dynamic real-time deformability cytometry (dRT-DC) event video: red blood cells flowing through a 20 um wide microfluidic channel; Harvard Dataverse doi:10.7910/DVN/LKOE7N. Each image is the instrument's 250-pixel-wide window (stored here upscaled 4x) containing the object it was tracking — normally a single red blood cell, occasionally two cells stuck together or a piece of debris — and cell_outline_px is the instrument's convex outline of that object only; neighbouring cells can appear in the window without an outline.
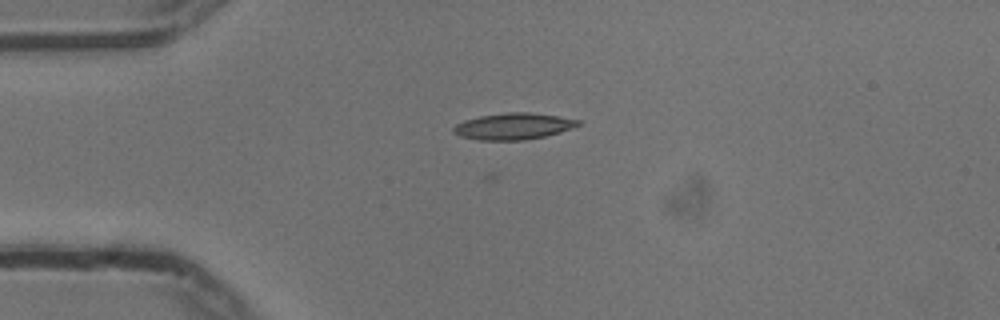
{"species": "common noctule bat (a hibernating species)", "species_latin": "Nyctalus noctula", "temperature_condition": "cold", "stored_images_in_passage": 30, "camera_frame_rate_fps": 3000, "um_per_image_px": 0.085, "animal": {"sex": "male", "body_mass_g": 13.3}, "frame": {"image": 1, "passage_image": 4, "time_ms": 1.0, "image_size_px": [1000, 320], "cell_outline_px": [[580, 124], [572, 128], [560, 132], [544, 136], [524, 140], [480, 140], [460, 136], [452, 132], [452, 128], [456, 124], [464, 120], [480, 116], [508, 112], [528, 112], [556, 116], [580, 120]], "centroid_in_image_um": [43.6, 10.73], "position_along_channel_um": 41.4, "area_um2": 19.07}}
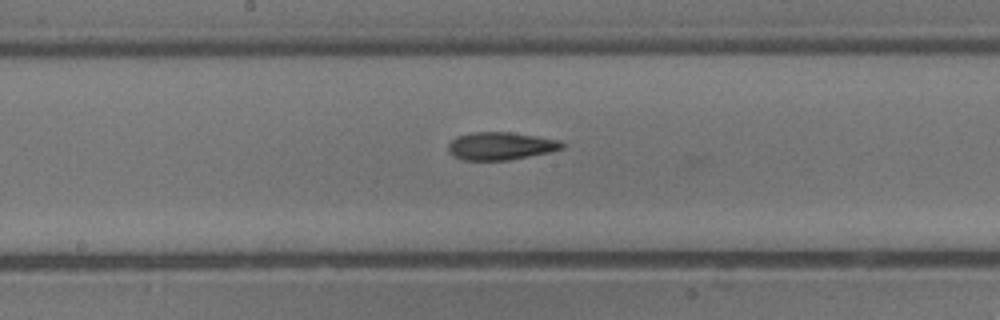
{"frame": {"image": 2, "passage_image": 19, "time_ms": 6.0, "image_size_px": [1000, 320], "cell_outline_px": [[564, 148], [552, 152], [508, 160], [464, 160], [452, 156], [448, 152], [448, 144], [456, 136], [472, 132], [508, 132], [536, 136], [560, 140], [564, 144]], "centroid_in_image_um": [42.55, 12.41], "position_along_channel_um": 205.7, "area_um2": 18.55}}
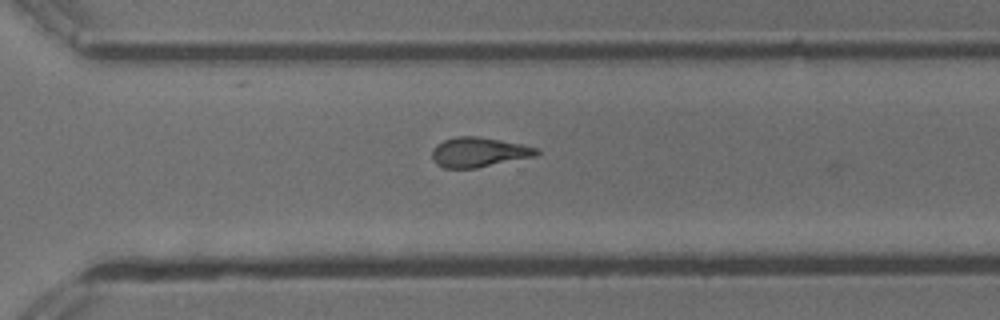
{"frame": {"image": 3, "passage_image": 29, "time_ms": 9.333, "image_size_px": [1000, 320], "cell_outline_px": [[540, 152], [536, 156], [476, 168], [444, 168], [436, 164], [432, 160], [432, 148], [436, 144], [444, 140], [456, 136], [476, 136], [500, 140], [520, 144], [536, 148]], "centroid_in_image_um": [40.65, 12.94], "position_along_channel_um": 330.0, "area_um2": 18.09}}